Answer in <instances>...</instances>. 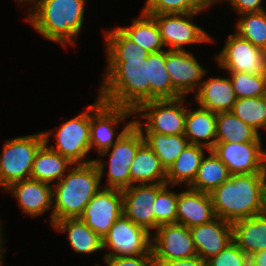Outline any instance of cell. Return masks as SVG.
Returning <instances> with one entry per match:
<instances>
[{"instance_id":"cell-1","label":"cell","mask_w":266,"mask_h":266,"mask_svg":"<svg viewBox=\"0 0 266 266\" xmlns=\"http://www.w3.org/2000/svg\"><path fill=\"white\" fill-rule=\"evenodd\" d=\"M86 4L87 0H32L25 20L46 40L75 47L83 29Z\"/></svg>"},{"instance_id":"cell-2","label":"cell","mask_w":266,"mask_h":266,"mask_svg":"<svg viewBox=\"0 0 266 266\" xmlns=\"http://www.w3.org/2000/svg\"><path fill=\"white\" fill-rule=\"evenodd\" d=\"M97 96L107 103L135 111L150 101L149 55L142 60H106Z\"/></svg>"},{"instance_id":"cell-3","label":"cell","mask_w":266,"mask_h":266,"mask_svg":"<svg viewBox=\"0 0 266 266\" xmlns=\"http://www.w3.org/2000/svg\"><path fill=\"white\" fill-rule=\"evenodd\" d=\"M266 173L231 175L210 195L215 216L233 223L261 211Z\"/></svg>"},{"instance_id":"cell-4","label":"cell","mask_w":266,"mask_h":266,"mask_svg":"<svg viewBox=\"0 0 266 266\" xmlns=\"http://www.w3.org/2000/svg\"><path fill=\"white\" fill-rule=\"evenodd\" d=\"M95 163L73 164L67 173L52 185V226L65 218H79L85 206L102 188Z\"/></svg>"},{"instance_id":"cell-5","label":"cell","mask_w":266,"mask_h":266,"mask_svg":"<svg viewBox=\"0 0 266 266\" xmlns=\"http://www.w3.org/2000/svg\"><path fill=\"white\" fill-rule=\"evenodd\" d=\"M134 116L133 110L107 103L96 96L94 103L90 104L91 150L99 155L112 147L134 125ZM119 126L121 131L118 133Z\"/></svg>"},{"instance_id":"cell-6","label":"cell","mask_w":266,"mask_h":266,"mask_svg":"<svg viewBox=\"0 0 266 266\" xmlns=\"http://www.w3.org/2000/svg\"><path fill=\"white\" fill-rule=\"evenodd\" d=\"M44 143L53 151L66 157L73 164H86L94 158L90 154V105L74 118L63 122L59 127L42 131ZM54 137L50 144V137Z\"/></svg>"},{"instance_id":"cell-7","label":"cell","mask_w":266,"mask_h":266,"mask_svg":"<svg viewBox=\"0 0 266 266\" xmlns=\"http://www.w3.org/2000/svg\"><path fill=\"white\" fill-rule=\"evenodd\" d=\"M144 142L142 132L133 125L112 147L101 152L99 157H108V165L103 159H93L99 175L107 174V183L104 188H116L123 190L131 186L130 166L139 146ZM108 170L105 171V168Z\"/></svg>"},{"instance_id":"cell-8","label":"cell","mask_w":266,"mask_h":266,"mask_svg":"<svg viewBox=\"0 0 266 266\" xmlns=\"http://www.w3.org/2000/svg\"><path fill=\"white\" fill-rule=\"evenodd\" d=\"M187 101V97H179L145 102L134 111L137 117L134 119V125L141 132L165 135L184 134Z\"/></svg>"},{"instance_id":"cell-9","label":"cell","mask_w":266,"mask_h":266,"mask_svg":"<svg viewBox=\"0 0 266 266\" xmlns=\"http://www.w3.org/2000/svg\"><path fill=\"white\" fill-rule=\"evenodd\" d=\"M44 144L43 133L17 136L3 141L0 155V188L29 179L38 149Z\"/></svg>"},{"instance_id":"cell-10","label":"cell","mask_w":266,"mask_h":266,"mask_svg":"<svg viewBox=\"0 0 266 266\" xmlns=\"http://www.w3.org/2000/svg\"><path fill=\"white\" fill-rule=\"evenodd\" d=\"M206 11L190 13L154 14L152 16L160 30L162 41L167 50H186L185 46L216 41L204 28L192 21Z\"/></svg>"},{"instance_id":"cell-11","label":"cell","mask_w":266,"mask_h":266,"mask_svg":"<svg viewBox=\"0 0 266 266\" xmlns=\"http://www.w3.org/2000/svg\"><path fill=\"white\" fill-rule=\"evenodd\" d=\"M152 234L136 225L122 214L102 239V259L119 256L153 255L151 250Z\"/></svg>"},{"instance_id":"cell-12","label":"cell","mask_w":266,"mask_h":266,"mask_svg":"<svg viewBox=\"0 0 266 266\" xmlns=\"http://www.w3.org/2000/svg\"><path fill=\"white\" fill-rule=\"evenodd\" d=\"M222 49L214 54L217 66L226 72L266 74V52L237 33L227 36Z\"/></svg>"},{"instance_id":"cell-13","label":"cell","mask_w":266,"mask_h":266,"mask_svg":"<svg viewBox=\"0 0 266 266\" xmlns=\"http://www.w3.org/2000/svg\"><path fill=\"white\" fill-rule=\"evenodd\" d=\"M263 142H215L211 149L226 165L230 175L266 173Z\"/></svg>"},{"instance_id":"cell-14","label":"cell","mask_w":266,"mask_h":266,"mask_svg":"<svg viewBox=\"0 0 266 266\" xmlns=\"http://www.w3.org/2000/svg\"><path fill=\"white\" fill-rule=\"evenodd\" d=\"M122 214V190L102 187L85 206L79 219L103 239Z\"/></svg>"},{"instance_id":"cell-15","label":"cell","mask_w":266,"mask_h":266,"mask_svg":"<svg viewBox=\"0 0 266 266\" xmlns=\"http://www.w3.org/2000/svg\"><path fill=\"white\" fill-rule=\"evenodd\" d=\"M165 67L170 74L174 90L181 97L195 93L208 70L188 50L165 49Z\"/></svg>"},{"instance_id":"cell-16","label":"cell","mask_w":266,"mask_h":266,"mask_svg":"<svg viewBox=\"0 0 266 266\" xmlns=\"http://www.w3.org/2000/svg\"><path fill=\"white\" fill-rule=\"evenodd\" d=\"M154 260H174L196 256L190 228L178 223L159 226L151 238Z\"/></svg>"},{"instance_id":"cell-17","label":"cell","mask_w":266,"mask_h":266,"mask_svg":"<svg viewBox=\"0 0 266 266\" xmlns=\"http://www.w3.org/2000/svg\"><path fill=\"white\" fill-rule=\"evenodd\" d=\"M166 184H137L122 190L123 214L149 233L155 231L153 204Z\"/></svg>"},{"instance_id":"cell-18","label":"cell","mask_w":266,"mask_h":266,"mask_svg":"<svg viewBox=\"0 0 266 266\" xmlns=\"http://www.w3.org/2000/svg\"><path fill=\"white\" fill-rule=\"evenodd\" d=\"M17 200L20 210L29 217H39L49 212L52 226L53 200L52 185L34 179H24L11 184L4 190Z\"/></svg>"},{"instance_id":"cell-19","label":"cell","mask_w":266,"mask_h":266,"mask_svg":"<svg viewBox=\"0 0 266 266\" xmlns=\"http://www.w3.org/2000/svg\"><path fill=\"white\" fill-rule=\"evenodd\" d=\"M198 256L207 261L233 241L232 223L216 217L211 222L190 228Z\"/></svg>"},{"instance_id":"cell-20","label":"cell","mask_w":266,"mask_h":266,"mask_svg":"<svg viewBox=\"0 0 266 266\" xmlns=\"http://www.w3.org/2000/svg\"><path fill=\"white\" fill-rule=\"evenodd\" d=\"M178 192L176 223L193 228L216 218L209 193L185 187Z\"/></svg>"},{"instance_id":"cell-21","label":"cell","mask_w":266,"mask_h":266,"mask_svg":"<svg viewBox=\"0 0 266 266\" xmlns=\"http://www.w3.org/2000/svg\"><path fill=\"white\" fill-rule=\"evenodd\" d=\"M201 82L198 90L193 95L194 101L199 107L213 111L214 113L231 111L237 97L233 90L230 78L209 77Z\"/></svg>"},{"instance_id":"cell-22","label":"cell","mask_w":266,"mask_h":266,"mask_svg":"<svg viewBox=\"0 0 266 266\" xmlns=\"http://www.w3.org/2000/svg\"><path fill=\"white\" fill-rule=\"evenodd\" d=\"M52 228L59 233H66L67 240L74 253L92 254L101 252L102 238L92 231L84 221L79 218H65L57 221Z\"/></svg>"},{"instance_id":"cell-23","label":"cell","mask_w":266,"mask_h":266,"mask_svg":"<svg viewBox=\"0 0 266 266\" xmlns=\"http://www.w3.org/2000/svg\"><path fill=\"white\" fill-rule=\"evenodd\" d=\"M184 135L190 144L211 150L216 142V113L199 106L187 109Z\"/></svg>"},{"instance_id":"cell-24","label":"cell","mask_w":266,"mask_h":266,"mask_svg":"<svg viewBox=\"0 0 266 266\" xmlns=\"http://www.w3.org/2000/svg\"><path fill=\"white\" fill-rule=\"evenodd\" d=\"M130 177L131 185L167 184L166 169L145 141L136 151L130 166Z\"/></svg>"},{"instance_id":"cell-25","label":"cell","mask_w":266,"mask_h":266,"mask_svg":"<svg viewBox=\"0 0 266 266\" xmlns=\"http://www.w3.org/2000/svg\"><path fill=\"white\" fill-rule=\"evenodd\" d=\"M233 241L248 256L266 250V218L255 215L232 223Z\"/></svg>"},{"instance_id":"cell-26","label":"cell","mask_w":266,"mask_h":266,"mask_svg":"<svg viewBox=\"0 0 266 266\" xmlns=\"http://www.w3.org/2000/svg\"><path fill=\"white\" fill-rule=\"evenodd\" d=\"M204 150L206 152L209 151L206 147L189 144L167 169V185L181 186L183 184L186 187L189 186L193 182L201 161L205 156L206 152Z\"/></svg>"},{"instance_id":"cell-27","label":"cell","mask_w":266,"mask_h":266,"mask_svg":"<svg viewBox=\"0 0 266 266\" xmlns=\"http://www.w3.org/2000/svg\"><path fill=\"white\" fill-rule=\"evenodd\" d=\"M73 165L66 157L50 149L45 143L38 149L30 178L49 183H57Z\"/></svg>"},{"instance_id":"cell-28","label":"cell","mask_w":266,"mask_h":266,"mask_svg":"<svg viewBox=\"0 0 266 266\" xmlns=\"http://www.w3.org/2000/svg\"><path fill=\"white\" fill-rule=\"evenodd\" d=\"M138 16H134L128 26H119L118 28L135 44L140 45L149 53L165 50L166 48L155 19L142 10Z\"/></svg>"},{"instance_id":"cell-29","label":"cell","mask_w":266,"mask_h":266,"mask_svg":"<svg viewBox=\"0 0 266 266\" xmlns=\"http://www.w3.org/2000/svg\"><path fill=\"white\" fill-rule=\"evenodd\" d=\"M261 135L231 111L216 113V142H262Z\"/></svg>"},{"instance_id":"cell-30","label":"cell","mask_w":266,"mask_h":266,"mask_svg":"<svg viewBox=\"0 0 266 266\" xmlns=\"http://www.w3.org/2000/svg\"><path fill=\"white\" fill-rule=\"evenodd\" d=\"M230 176L226 165L212 150H209L208 155L203 157L193 182L188 187L210 194Z\"/></svg>"},{"instance_id":"cell-31","label":"cell","mask_w":266,"mask_h":266,"mask_svg":"<svg viewBox=\"0 0 266 266\" xmlns=\"http://www.w3.org/2000/svg\"><path fill=\"white\" fill-rule=\"evenodd\" d=\"M106 60H142L149 52L135 44L118 27L104 30Z\"/></svg>"},{"instance_id":"cell-32","label":"cell","mask_w":266,"mask_h":266,"mask_svg":"<svg viewBox=\"0 0 266 266\" xmlns=\"http://www.w3.org/2000/svg\"><path fill=\"white\" fill-rule=\"evenodd\" d=\"M142 134L145 143L160 159L166 171L181 152L190 144L184 134L165 135L155 132H142Z\"/></svg>"},{"instance_id":"cell-33","label":"cell","mask_w":266,"mask_h":266,"mask_svg":"<svg viewBox=\"0 0 266 266\" xmlns=\"http://www.w3.org/2000/svg\"><path fill=\"white\" fill-rule=\"evenodd\" d=\"M150 101L181 97L173 88L170 74L165 67V50L149 53Z\"/></svg>"},{"instance_id":"cell-34","label":"cell","mask_w":266,"mask_h":266,"mask_svg":"<svg viewBox=\"0 0 266 266\" xmlns=\"http://www.w3.org/2000/svg\"><path fill=\"white\" fill-rule=\"evenodd\" d=\"M231 112L259 134L266 130V96L239 98Z\"/></svg>"},{"instance_id":"cell-35","label":"cell","mask_w":266,"mask_h":266,"mask_svg":"<svg viewBox=\"0 0 266 266\" xmlns=\"http://www.w3.org/2000/svg\"><path fill=\"white\" fill-rule=\"evenodd\" d=\"M239 17L234 32L266 52V11L243 13Z\"/></svg>"},{"instance_id":"cell-36","label":"cell","mask_w":266,"mask_h":266,"mask_svg":"<svg viewBox=\"0 0 266 266\" xmlns=\"http://www.w3.org/2000/svg\"><path fill=\"white\" fill-rule=\"evenodd\" d=\"M237 99L266 96V74L228 72Z\"/></svg>"},{"instance_id":"cell-37","label":"cell","mask_w":266,"mask_h":266,"mask_svg":"<svg viewBox=\"0 0 266 266\" xmlns=\"http://www.w3.org/2000/svg\"><path fill=\"white\" fill-rule=\"evenodd\" d=\"M176 186L165 185L158 193L153 204L155 230L164 224L176 223L178 192L172 191Z\"/></svg>"},{"instance_id":"cell-38","label":"cell","mask_w":266,"mask_h":266,"mask_svg":"<svg viewBox=\"0 0 266 266\" xmlns=\"http://www.w3.org/2000/svg\"><path fill=\"white\" fill-rule=\"evenodd\" d=\"M195 0H146L142 11L147 15L205 11Z\"/></svg>"},{"instance_id":"cell-39","label":"cell","mask_w":266,"mask_h":266,"mask_svg":"<svg viewBox=\"0 0 266 266\" xmlns=\"http://www.w3.org/2000/svg\"><path fill=\"white\" fill-rule=\"evenodd\" d=\"M207 266H249V256L232 241L219 254L206 261Z\"/></svg>"},{"instance_id":"cell-40","label":"cell","mask_w":266,"mask_h":266,"mask_svg":"<svg viewBox=\"0 0 266 266\" xmlns=\"http://www.w3.org/2000/svg\"><path fill=\"white\" fill-rule=\"evenodd\" d=\"M107 266H154L153 255L119 256L104 258Z\"/></svg>"},{"instance_id":"cell-41","label":"cell","mask_w":266,"mask_h":266,"mask_svg":"<svg viewBox=\"0 0 266 266\" xmlns=\"http://www.w3.org/2000/svg\"><path fill=\"white\" fill-rule=\"evenodd\" d=\"M223 1L228 2L231 8L237 13V16L243 13L266 11L263 2L265 0H219L220 3H224Z\"/></svg>"},{"instance_id":"cell-42","label":"cell","mask_w":266,"mask_h":266,"mask_svg":"<svg viewBox=\"0 0 266 266\" xmlns=\"http://www.w3.org/2000/svg\"><path fill=\"white\" fill-rule=\"evenodd\" d=\"M154 266H207L198 255L183 259L154 260Z\"/></svg>"},{"instance_id":"cell-43","label":"cell","mask_w":266,"mask_h":266,"mask_svg":"<svg viewBox=\"0 0 266 266\" xmlns=\"http://www.w3.org/2000/svg\"><path fill=\"white\" fill-rule=\"evenodd\" d=\"M249 266H266V250L251 254L249 256Z\"/></svg>"},{"instance_id":"cell-44","label":"cell","mask_w":266,"mask_h":266,"mask_svg":"<svg viewBox=\"0 0 266 266\" xmlns=\"http://www.w3.org/2000/svg\"><path fill=\"white\" fill-rule=\"evenodd\" d=\"M202 8L209 9L211 6H214L216 3L220 5L219 0H195Z\"/></svg>"},{"instance_id":"cell-45","label":"cell","mask_w":266,"mask_h":266,"mask_svg":"<svg viewBox=\"0 0 266 266\" xmlns=\"http://www.w3.org/2000/svg\"><path fill=\"white\" fill-rule=\"evenodd\" d=\"M260 215L266 218V183L262 192L261 211Z\"/></svg>"},{"instance_id":"cell-46","label":"cell","mask_w":266,"mask_h":266,"mask_svg":"<svg viewBox=\"0 0 266 266\" xmlns=\"http://www.w3.org/2000/svg\"><path fill=\"white\" fill-rule=\"evenodd\" d=\"M2 220L0 219V251H2V252H7L6 250L7 249H5V247H4V244L6 245V243H5V241H7V240H3V233H4V227L2 226Z\"/></svg>"},{"instance_id":"cell-47","label":"cell","mask_w":266,"mask_h":266,"mask_svg":"<svg viewBox=\"0 0 266 266\" xmlns=\"http://www.w3.org/2000/svg\"><path fill=\"white\" fill-rule=\"evenodd\" d=\"M17 2V6L21 7V6H26L28 5L32 0H15Z\"/></svg>"},{"instance_id":"cell-48","label":"cell","mask_w":266,"mask_h":266,"mask_svg":"<svg viewBox=\"0 0 266 266\" xmlns=\"http://www.w3.org/2000/svg\"><path fill=\"white\" fill-rule=\"evenodd\" d=\"M3 258H5V253L4 252H2V251H0V266H3L2 264H3Z\"/></svg>"}]
</instances>
